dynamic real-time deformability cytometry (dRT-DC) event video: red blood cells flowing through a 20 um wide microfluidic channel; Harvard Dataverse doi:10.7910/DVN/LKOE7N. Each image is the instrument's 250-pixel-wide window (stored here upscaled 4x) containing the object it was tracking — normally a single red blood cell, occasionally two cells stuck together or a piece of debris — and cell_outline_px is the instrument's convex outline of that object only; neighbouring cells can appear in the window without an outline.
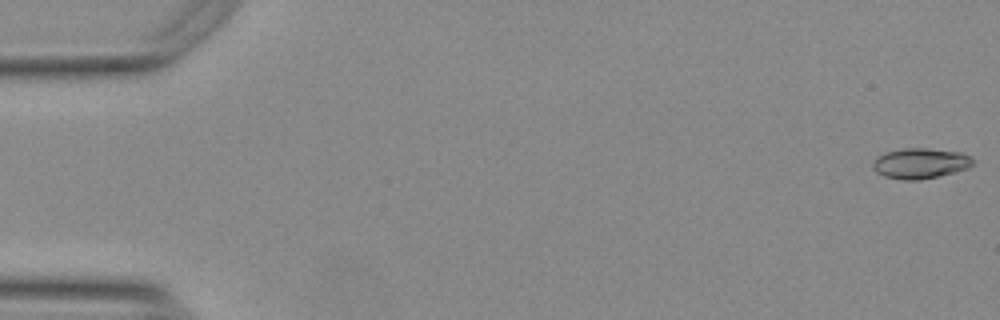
{"species": "Egyptian fruit bat (a non-hibernating species)", "species_latin": "Rousettus aegyptiacus", "temperature_condition": "warm", "stored_images_in_passage": 55, "camera_frame_rate_fps": 3000, "um_per_image_px": 0.085, "animal": {"sex": "female"}, "frame": {"image": 1, "passage_image": 1, "time_ms": 0.0, "image_size_px": [1000, 320], "cell_outline_px": [[972, 164], [968, 168], [920, 180], [900, 180], [884, 176], [876, 172], [872, 168], [872, 164], [880, 156], [888, 152], [904, 148], [924, 148], [960, 152], [968, 156], [972, 160]], "centroid_in_image_um": [78.2, 13.89], "position_along_channel_um": 6.8, "area_um2": 17.34}}
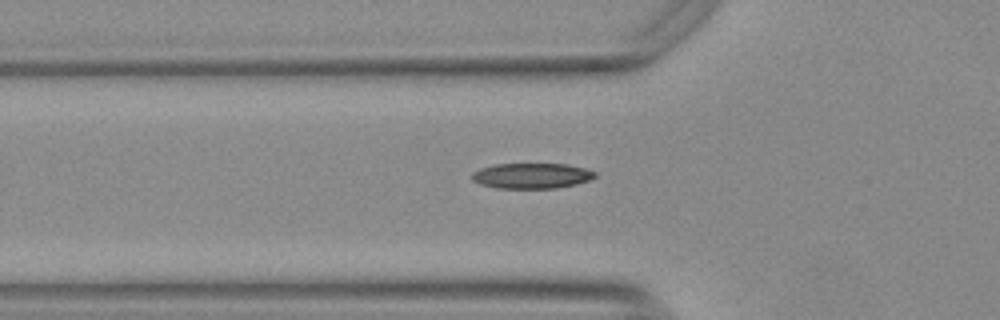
{"frame": {"image": 2, "passage_image": 19, "time_ms": 6.0, "image_size_px": [1000, 320], "cell_outline_px": [[596, 176], [588, 180], [576, 184], [556, 188], [496, 188], [480, 184], [472, 180], [472, 172], [480, 168], [492, 164], [568, 164], [584, 168], [596, 172]], "centroid_in_image_um": [45.16, 14.94], "position_along_channel_um": 80.6, "area_um2": 18.26}}
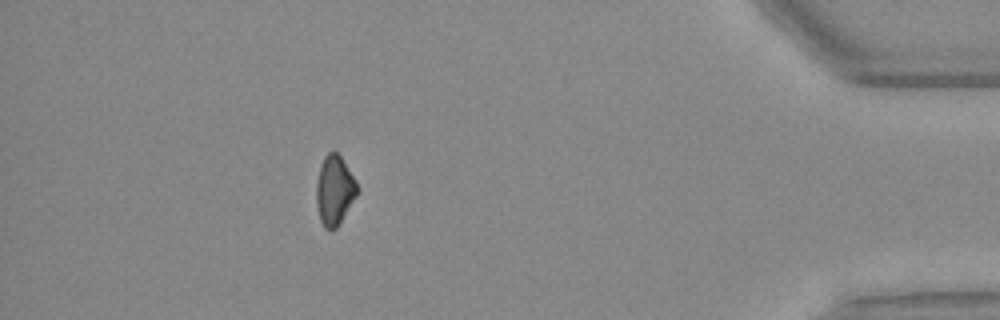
{"frame": {"image": 3, "passage_image": 49, "time_ms": 16.0, "image_size_px": [1000, 320], "cell_outline_px": [[356, 196], [336, 228], [324, 228], [320, 220], [316, 204], [316, 184], [320, 164], [324, 156], [332, 148], [340, 156], [356, 180]], "centroid_in_image_um": [28.4, 16.13], "position_along_channel_um": 406.8, "area_um2": 16.36}, "authors_computed_cell_mechanics": {"area_um2": 17.2822, "velocity_mm_per_s": 3.7652, "shape_relaxation_time_tau1_ms": 10.3147, "shape_relaxation_time_tau2_ms": 9.1643, "deformation_change_tau1": 0.2229, "deformation_change_tau2": 0.1559}}